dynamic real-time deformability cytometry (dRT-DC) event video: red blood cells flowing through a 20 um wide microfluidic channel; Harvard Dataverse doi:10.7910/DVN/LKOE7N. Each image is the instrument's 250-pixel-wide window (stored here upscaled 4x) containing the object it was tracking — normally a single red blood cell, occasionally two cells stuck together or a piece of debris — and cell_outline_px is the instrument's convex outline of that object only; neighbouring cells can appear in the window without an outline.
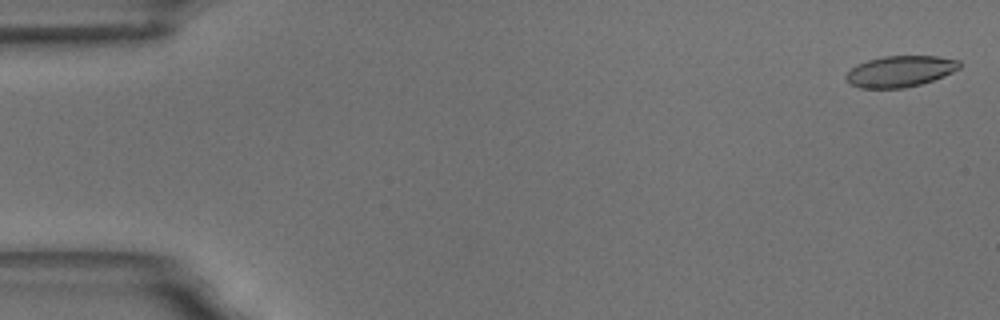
{"species": "common noctule bat (a hibernating species)", "species_latin": "Nyctalus noctula", "temperature_condition": "room temperature", "stored_images_in_passage": 58, "camera_frame_rate_fps": 3000, "um_per_image_px": 0.085, "animal": {"sex": "male", "body_mass_g": 18.8}, "frame": {"image": 1, "passage_image": 2, "time_ms": 0.333, "image_size_px": [1000, 320], "cell_outline_px": [[960, 68], [944, 76], [920, 84], [904, 88], [860, 88], [848, 84], [844, 76], [856, 64], [868, 60], [884, 56], [936, 56], [960, 60]], "centroid_in_image_um": [76.49, 6.06], "position_along_channel_um": 8.5, "area_um2": 20.63}}
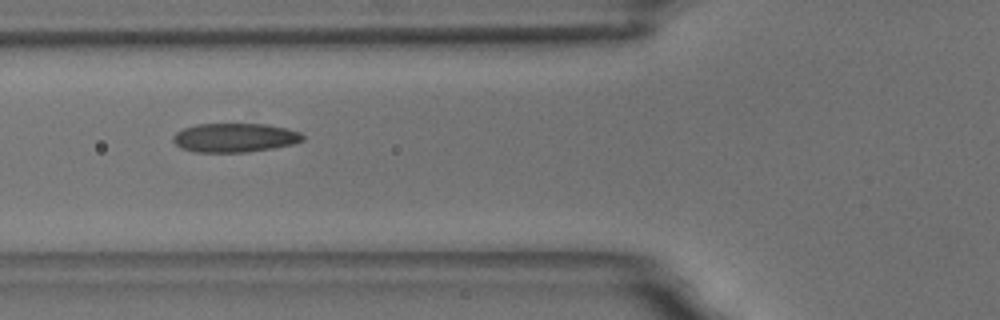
{"frame": {"image": 2, "passage_image": 22, "time_ms": 7.0, "image_size_px": [1000, 320], "cell_outline_px": [[304, 140], [292, 144], [272, 148], [248, 152], [196, 152], [180, 148], [172, 140], [172, 136], [176, 132], [184, 128], [196, 124], [264, 124], [288, 128], [300, 132], [304, 136]], "centroid_in_image_um": [19.94, 11.7], "position_along_channel_um": 105.9, "area_um2": 21.96}}
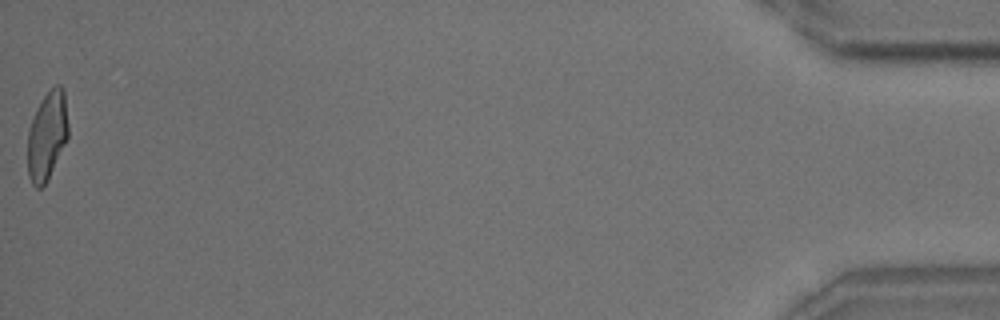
{"frame": {"image": 3, "passage_image": 58, "time_ms": 19.0, "image_size_px": [1000, 320], "cell_outline_px": [[68, 136], [48, 180], [40, 188], [36, 188], [32, 184], [28, 176], [28, 128], [40, 100], [56, 84], [60, 84], [64, 88], [68, 124]], "centroid_in_image_um": [4.0, 11.52], "position_along_channel_um": 431.2, "area_um2": 20.98}, "authors_computed_cell_mechanics": {"area_um2": 21.4438, "velocity_mm_per_s": 3.5131, "shape_relaxation_time_tau1_ms": 4.3568, "shape_relaxation_time_tau2_ms": null, "deformation_change_tau1": 0.1487, "deformation_change_tau2": null}}